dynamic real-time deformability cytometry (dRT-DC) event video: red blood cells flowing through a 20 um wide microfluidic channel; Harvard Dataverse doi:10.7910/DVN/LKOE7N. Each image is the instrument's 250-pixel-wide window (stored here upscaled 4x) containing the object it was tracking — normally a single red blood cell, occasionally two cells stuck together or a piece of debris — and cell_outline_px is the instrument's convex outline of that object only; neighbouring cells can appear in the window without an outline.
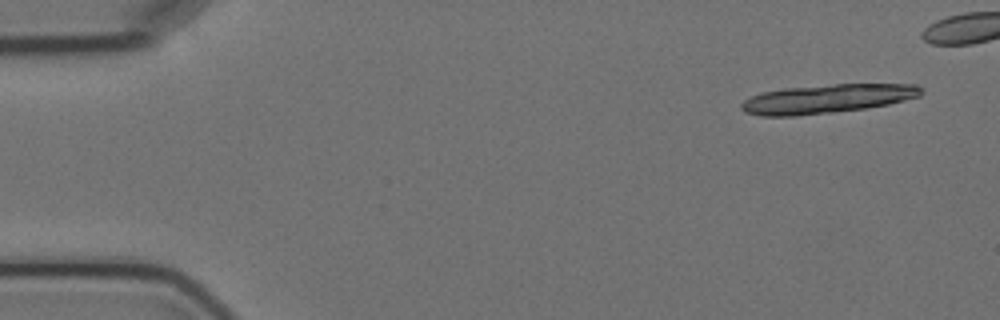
{"species": "Egyptian fruit bat (a non-hibernating species)", "species_latin": "Rousettus aegyptiacus", "temperature_condition": "cold", "stored_images_in_passage": 10, "segment_of_instrument_passage": [1, 2], "camera_frame_rate_fps": 3000, "um_per_image_px": 0.085, "animal": {"sex": "female"}, "frame": {"image": 1, "passage_image": 1, "time_ms": 0.0, "image_size_px": [1000, 320], "cell_outline_px": [[924, 92], [920, 96], [888, 104], [864, 108], [832, 112], [796, 116], [760, 116], [744, 112], [740, 108], [740, 104], [744, 100], [752, 96], [764, 92], [784, 88], [836, 84], [916, 84], [924, 88]], "centroid_in_image_um": [70.31, 8.39], "position_along_channel_um": 14.7, "area_um2": 30.23}}